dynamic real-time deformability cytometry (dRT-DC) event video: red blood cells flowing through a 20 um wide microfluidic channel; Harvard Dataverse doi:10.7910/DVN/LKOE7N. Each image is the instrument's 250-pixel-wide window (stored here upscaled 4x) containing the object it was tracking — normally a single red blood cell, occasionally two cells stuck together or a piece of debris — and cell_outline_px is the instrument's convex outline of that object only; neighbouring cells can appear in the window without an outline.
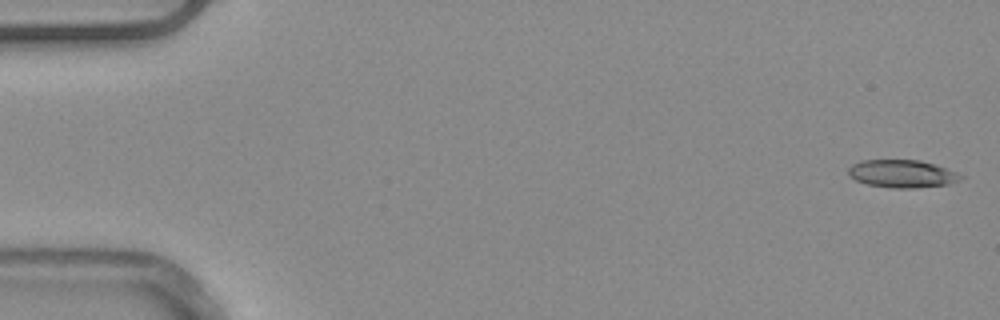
{"species": "common noctule bat (a hibernating species)", "species_latin": "Nyctalus noctula", "temperature_condition": "warm", "stored_images_in_passage": 51, "camera_frame_rate_fps": 3000, "um_per_image_px": 0.085, "animal": {"sex": "male", "body_mass_g": 20.4}, "frame": {"image": 1, "passage_image": 1, "time_ms": 0.0, "image_size_px": [1000, 320], "cell_outline_px": [[964, 176], [960, 180], [948, 184], [916, 188], [892, 188], [868, 184], [856, 180], [848, 176], [848, 168], [852, 164], [860, 160], [920, 160], [956, 172]], "centroid_in_image_um": [76.64, 14.77], "position_along_channel_um": 8.4, "area_um2": 18.09}}
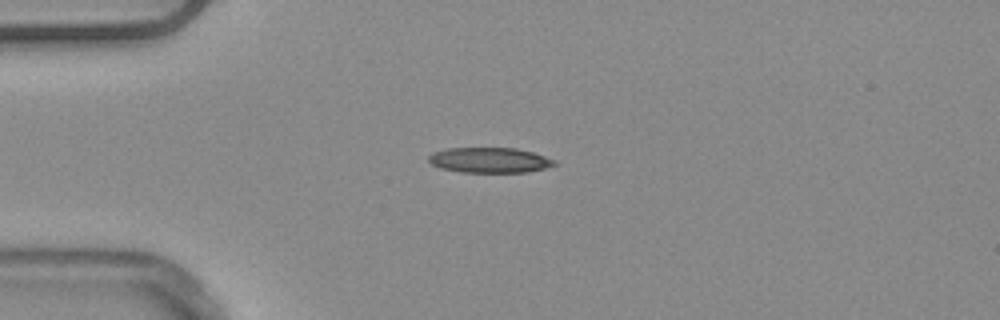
{"frame": {"image": 2, "passage_image": 13, "time_ms": 4.0, "image_size_px": [1000, 320], "cell_outline_px": [[560, 164], [528, 172], [460, 172], [440, 168], [432, 164], [428, 160], [428, 156], [432, 152], [448, 148], [516, 148], [532, 152], [556, 160]], "centroid_in_image_um": [41.62, 13.61], "position_along_channel_um": 43.4, "area_um2": 18.61}}
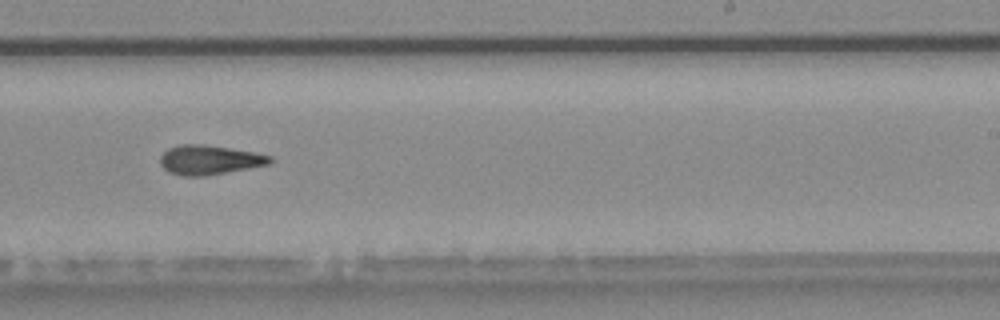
{"frame": {"image": 3, "passage_image": 32, "time_ms": 10.333, "image_size_px": [1000, 320], "cell_outline_px": [[276, 160], [272, 164], [204, 176], [180, 176], [168, 172], [160, 164], [160, 156], [168, 148], [180, 144], [204, 144], [252, 152], [272, 156]], "centroid_in_image_um": [17.81, 13.6], "position_along_channel_um": 271.2, "area_um2": 18.96}}